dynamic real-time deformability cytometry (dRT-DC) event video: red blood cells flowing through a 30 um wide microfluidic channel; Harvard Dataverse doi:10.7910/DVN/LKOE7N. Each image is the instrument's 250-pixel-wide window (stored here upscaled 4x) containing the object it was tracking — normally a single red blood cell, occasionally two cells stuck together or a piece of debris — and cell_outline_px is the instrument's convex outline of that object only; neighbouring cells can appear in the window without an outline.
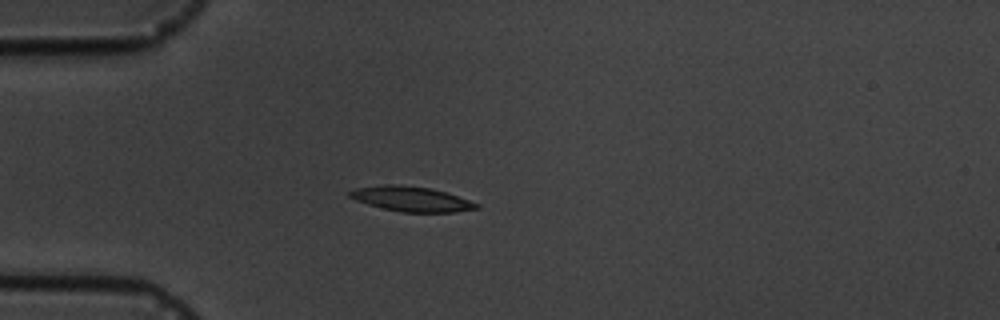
{"species": "common noctule bat (a hibernating species)", "species_latin": "Nyctalus noctula", "temperature_condition": "cold", "stored_images_in_passage": 5, "camera_frame_rate_fps": 3000, "um_per_image_px": 0.085, "animal": {"sex": "male", "body_mass_g": 19.5, "forearm_length_mm": 54.6}, "frame": {"image": 1, "passage_image": 4, "time_ms": 3.667, "image_size_px": [1000, 320], "cell_outline_px": [[480, 208], [456, 212], [400, 212], [368, 204], [356, 200], [348, 196], [348, 192], [356, 188], [384, 184], [400, 184], [432, 188], [480, 204]], "centroid_in_image_um": [34.96, 16.9], "position_along_channel_um": 50.0, "area_um2": 18.38}}